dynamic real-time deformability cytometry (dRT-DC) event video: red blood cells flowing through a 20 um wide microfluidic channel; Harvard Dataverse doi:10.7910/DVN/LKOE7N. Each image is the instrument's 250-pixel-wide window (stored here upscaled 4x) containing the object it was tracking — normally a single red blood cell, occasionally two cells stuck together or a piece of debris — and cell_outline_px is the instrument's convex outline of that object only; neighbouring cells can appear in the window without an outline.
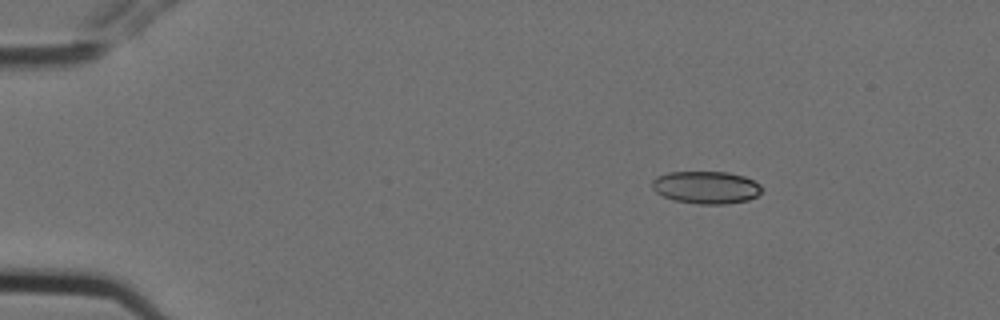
{"species": "Egyptian fruit bat (a non-hibernating species)", "species_latin": "Rousettus aegyptiacus", "temperature_condition": "cold", "stored_images_in_passage": 5, "camera_frame_rate_fps": 3000, "um_per_image_px": 0.085, "animal": {"sex": "female"}, "frame": {"image": 1, "passage_image": 2, "time_ms": 0.333, "image_size_px": [1000, 320], "cell_outline_px": [[764, 188], [756, 196], [748, 200], [724, 204], [696, 204], [676, 200], [664, 196], [656, 192], [652, 188], [652, 180], [656, 176], [668, 172], [728, 172], [744, 176], [760, 184]], "centroid_in_image_um": [60.02, 15.92], "position_along_channel_um": 25.0, "area_um2": 20.81}}
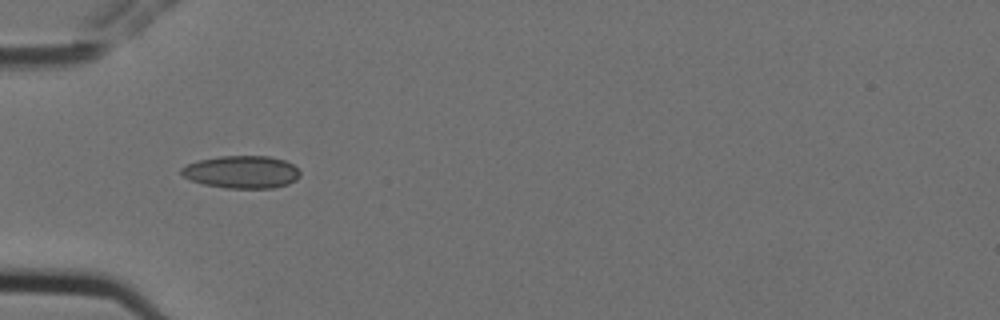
{"frame": {"image": 2, "passage_image": 5, "time_ms": 1.333, "image_size_px": [1000, 320], "cell_outline_px": [[300, 176], [296, 180], [288, 184], [272, 188], [224, 188], [204, 184], [192, 180], [184, 176], [180, 172], [180, 168], [188, 164], [200, 160], [220, 156], [268, 156], [284, 160], [292, 164], [300, 172]], "centroid_in_image_um": [20.56, 14.62], "position_along_channel_um": 64.4, "area_um2": 22.43}}